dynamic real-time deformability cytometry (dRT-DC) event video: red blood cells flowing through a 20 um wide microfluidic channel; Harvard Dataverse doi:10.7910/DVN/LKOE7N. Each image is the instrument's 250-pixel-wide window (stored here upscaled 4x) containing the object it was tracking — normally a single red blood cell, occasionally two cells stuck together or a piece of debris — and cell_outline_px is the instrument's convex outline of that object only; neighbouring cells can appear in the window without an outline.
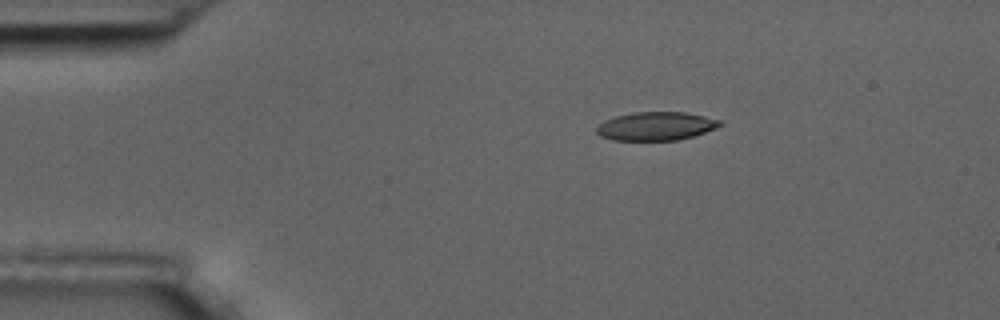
{"species": "common noctule bat (a hibernating species)", "species_latin": "Nyctalus noctula", "temperature_condition": "room temperature", "stored_images_in_passage": 4, "camera_frame_rate_fps": 3000, "um_per_image_px": 0.085, "animal": {"sex": "male", "body_mass_g": 17.5, "forearm_length_mm": 52.3}, "frame": {"image": 1, "passage_image": 1, "time_ms": 0.0, "image_size_px": [1000, 320], "cell_outline_px": [[724, 124], [716, 128], [692, 136], [676, 140], [612, 140], [600, 136], [596, 132], [596, 124], [604, 120], [616, 116], [632, 112], [684, 112], [704, 116], [720, 120]], "centroid_in_image_um": [55.71, 10.72], "position_along_channel_um": 29.3, "area_um2": 20.52}}
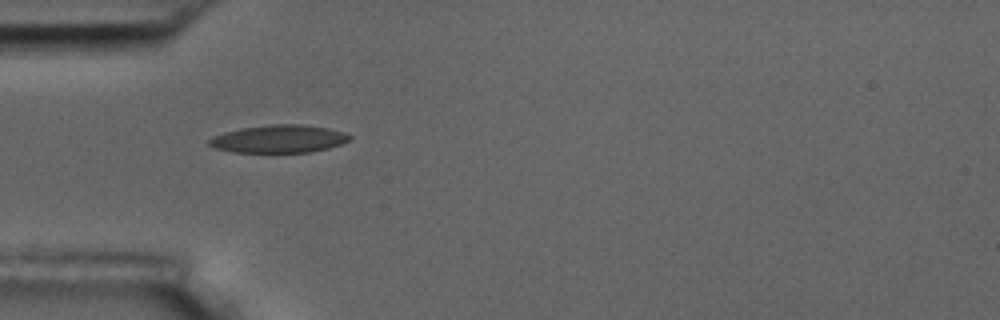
{"frame": {"image": 2, "passage_image": 3, "time_ms": 2.333, "image_size_px": [1000, 320], "cell_outline_px": [[352, 140], [328, 148], [308, 152], [232, 152], [212, 148], [208, 144], [208, 140], [212, 136], [224, 132], [244, 128], [272, 124], [300, 124], [328, 128], [344, 132], [352, 136]], "centroid_in_image_um": [23.69, 11.81], "position_along_channel_um": 61.3, "area_um2": 22.77}}